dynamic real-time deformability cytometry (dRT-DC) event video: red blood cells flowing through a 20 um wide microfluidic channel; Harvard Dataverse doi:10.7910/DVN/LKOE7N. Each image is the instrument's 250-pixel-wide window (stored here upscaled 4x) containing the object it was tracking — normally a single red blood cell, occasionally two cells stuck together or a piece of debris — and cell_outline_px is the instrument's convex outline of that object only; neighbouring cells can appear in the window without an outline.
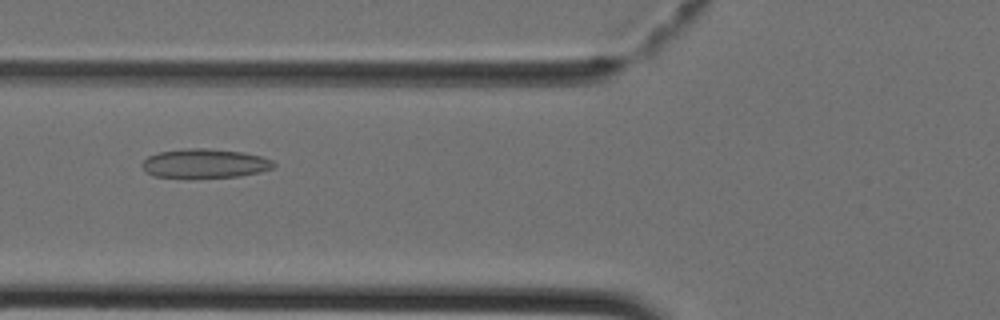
{"species": "Egyptian fruit bat (a non-hibernating species)", "species_latin": "Rousettus aegyptiacus", "temperature_condition": "cold", "stored_images_in_passage": 44, "camera_frame_rate_fps": 3000, "um_per_image_px": 0.085, "animal": {"sex": "female"}, "frame": {"image": 1, "passage_image": 17, "time_ms": 5.333, "image_size_px": [1000, 320], "cell_outline_px": [[276, 164], [272, 168], [260, 172], [240, 176], [152, 176], [140, 164], [148, 156], [160, 152], [188, 148], [208, 148], [244, 152], [260, 156], [272, 160]], "centroid_in_image_um": [17.44, 13.86], "position_along_channel_um": 108.4, "area_um2": 21.79}}
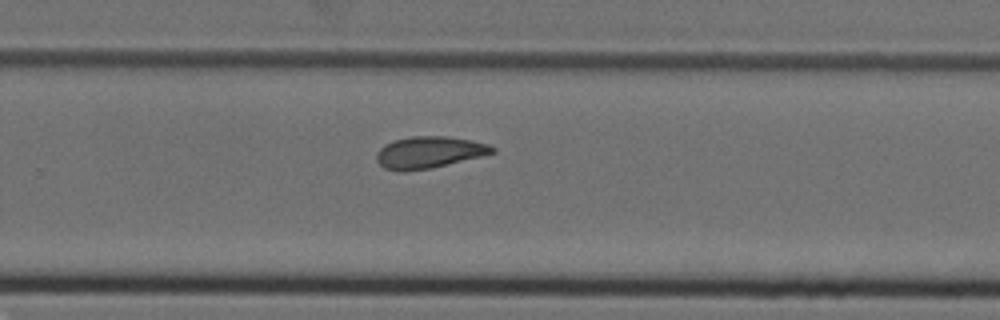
{"frame": {"image": 2, "passage_image": 29, "time_ms": 9.333, "image_size_px": [1000, 320], "cell_outline_px": [[496, 152], [432, 168], [404, 172], [400, 172], [384, 168], [376, 160], [376, 152], [384, 144], [396, 140], [412, 136], [448, 136], [472, 140], [488, 144], [496, 148]], "centroid_in_image_um": [36.45, 12.95], "position_along_channel_um": 293.4, "area_um2": 21.5}}
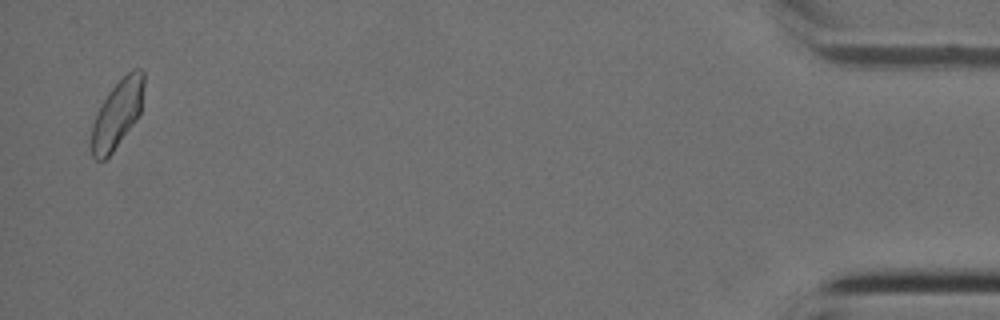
{"frame": {"image": 3, "passage_image": 43, "time_ms": 14.0, "image_size_px": [1000, 320], "cell_outline_px": [[144, 84], [140, 112], [136, 120], [112, 152], [104, 160], [96, 160], [92, 156], [92, 124], [96, 112], [108, 92], [132, 68], [140, 68], [144, 72]], "centroid_in_image_um": [9.97, 9.66], "position_along_channel_um": 425.2, "area_um2": 20.52}}